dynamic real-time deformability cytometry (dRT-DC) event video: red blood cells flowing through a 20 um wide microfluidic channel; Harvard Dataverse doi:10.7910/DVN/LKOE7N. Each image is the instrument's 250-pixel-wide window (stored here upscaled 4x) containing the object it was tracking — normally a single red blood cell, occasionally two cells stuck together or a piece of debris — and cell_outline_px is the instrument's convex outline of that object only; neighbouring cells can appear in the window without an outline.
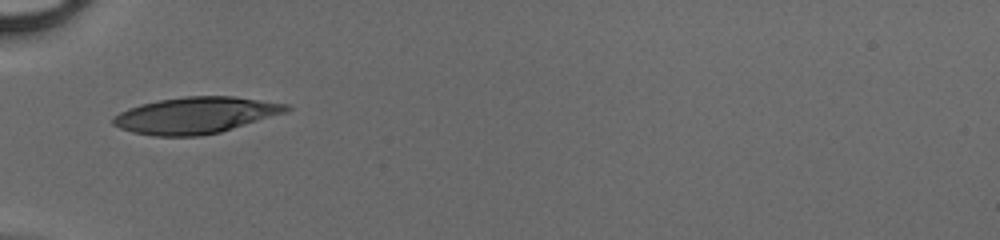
{"species": "human", "species_latin": "Homo sapiens", "temperature_condition": "cold", "stored_images_in_passage": 32, "camera_frame_rate_fps": 3000, "um_per_image_px": 0.085, "donor": {"sex": "male"}, "frame": {"image": 1, "passage_image": 1, "time_ms": 0.0, "image_size_px": [1000, 240], "cell_outline_px": [[292, 108], [288, 112], [220, 132], [200, 136], [152, 136], [132, 132], [120, 128], [112, 124], [112, 116], [128, 108], [140, 104], [160, 100], [184, 96], [232, 96], [292, 104]], "centroid_in_image_um": [16.65, 9.79], "position_along_channel_um": 68.3, "area_um2": 37.05}}
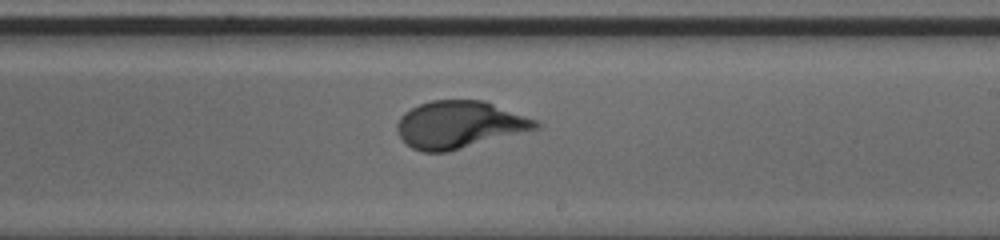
{"frame": {"image": 2, "passage_image": 14, "time_ms": 4.333, "image_size_px": [1000, 240], "cell_outline_px": [[544, 124], [540, 128], [448, 152], [420, 152], [412, 148], [400, 136], [396, 128], [396, 124], [400, 116], [404, 112], [420, 104], [432, 100], [484, 100], [536, 120]], "centroid_in_image_um": [39.05, 10.6], "position_along_channel_um": 249.9, "area_um2": 38.21}}
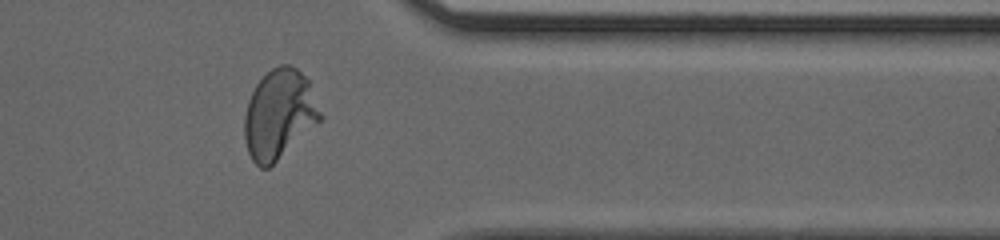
{"frame": {"image": 3, "passage_image": 24, "time_ms": 7.667, "image_size_px": [1000, 240], "cell_outline_px": [[324, 116], [320, 120], [268, 168], [260, 168], [252, 160], [248, 152], [244, 140], [244, 116], [248, 100], [256, 84], [272, 68], [280, 64], [288, 64], [296, 68], [308, 80]], "centroid_in_image_um": [23.71, 9.7], "position_along_channel_um": 387.7, "area_um2": 39.13}}